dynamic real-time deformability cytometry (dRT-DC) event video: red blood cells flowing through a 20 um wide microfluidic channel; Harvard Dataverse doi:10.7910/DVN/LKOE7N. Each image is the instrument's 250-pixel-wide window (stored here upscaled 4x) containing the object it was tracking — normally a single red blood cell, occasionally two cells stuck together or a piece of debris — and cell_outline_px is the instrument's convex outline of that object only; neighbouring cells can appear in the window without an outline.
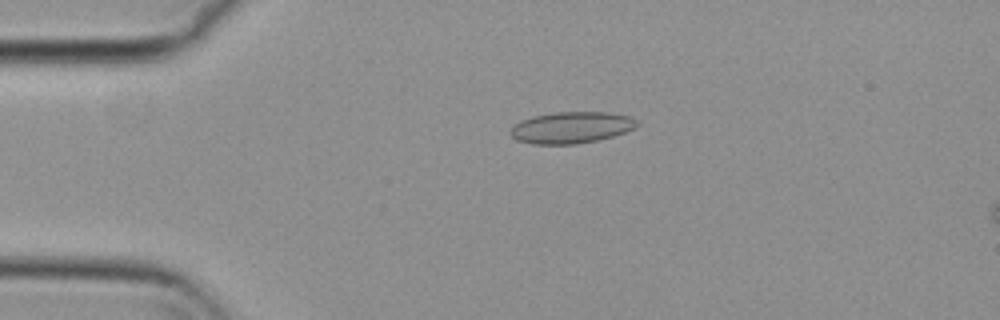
{"species": "common noctule bat (a hibernating species)", "species_latin": "Nyctalus noctula", "temperature_condition": "cold", "stored_images_in_passage": 55, "camera_frame_rate_fps": 3000, "um_per_image_px": 0.085, "animal": {"sex": "female", "body_mass_g": 29.2, "forearm_length_mm": 56.3}, "frame": {"image": 1, "passage_image": 12, "time_ms": 3.667, "image_size_px": [1000, 320], "cell_outline_px": [[640, 124], [636, 128], [612, 136], [596, 140], [576, 144], [532, 144], [516, 140], [508, 132], [520, 120], [532, 116], [556, 112], [608, 112], [632, 116]], "centroid_in_image_um": [48.57, 10.83], "position_along_channel_um": 36.4, "area_um2": 23.35}}
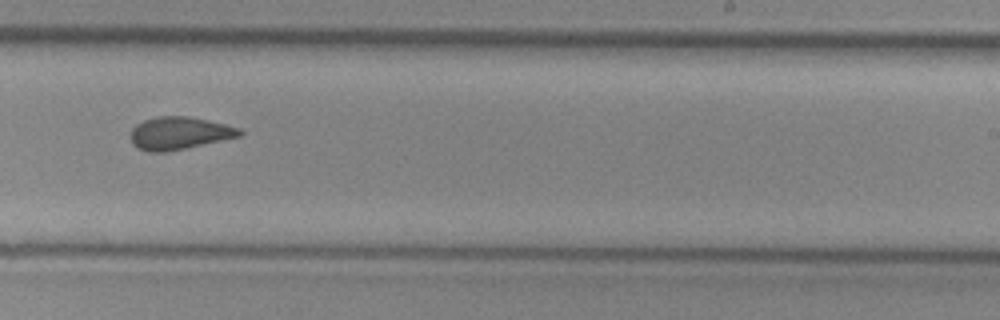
{"frame": {"image": 2, "passage_image": 34, "time_ms": 11.0, "image_size_px": [1000, 320], "cell_outline_px": [[244, 132], [240, 136], [168, 152], [148, 152], [136, 148], [132, 144], [132, 128], [136, 124], [144, 120], [156, 116], [188, 116], [208, 120], [240, 128]], "centroid_in_image_um": [15.22, 11.32], "position_along_channel_um": 273.8, "area_um2": 20.75}}
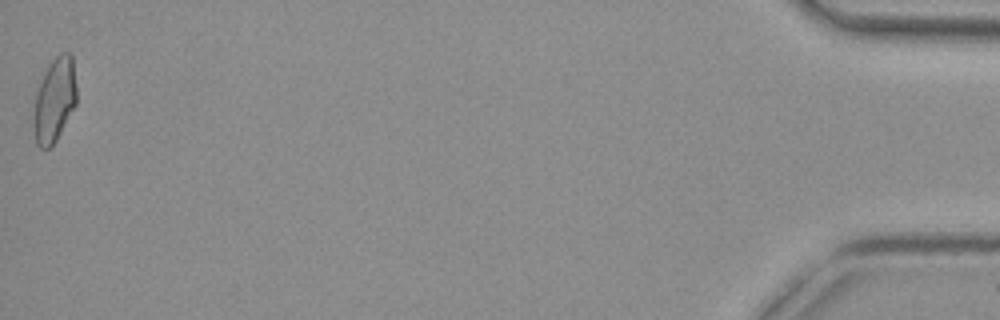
{"frame": {"image": 3, "passage_image": 55, "time_ms": 18.0, "image_size_px": [1000, 320], "cell_outline_px": [[76, 104], [56, 140], [48, 148], [40, 148], [36, 144], [32, 124], [32, 116], [36, 92], [52, 60], [60, 52], [68, 52], [72, 56], [76, 88]], "centroid_in_image_um": [4.61, 8.53], "position_along_channel_um": 430.6, "area_um2": 20.92}, "authors_computed_cell_mechanics": {"area_um2": 21.097, "velocity_mm_per_s": 3.7179, "shape_relaxation_time_tau1_ms": null, "shape_relaxation_time_tau2_ms": 1.9192, "deformation_change_tau1": null, "deformation_change_tau2": 0.076}}